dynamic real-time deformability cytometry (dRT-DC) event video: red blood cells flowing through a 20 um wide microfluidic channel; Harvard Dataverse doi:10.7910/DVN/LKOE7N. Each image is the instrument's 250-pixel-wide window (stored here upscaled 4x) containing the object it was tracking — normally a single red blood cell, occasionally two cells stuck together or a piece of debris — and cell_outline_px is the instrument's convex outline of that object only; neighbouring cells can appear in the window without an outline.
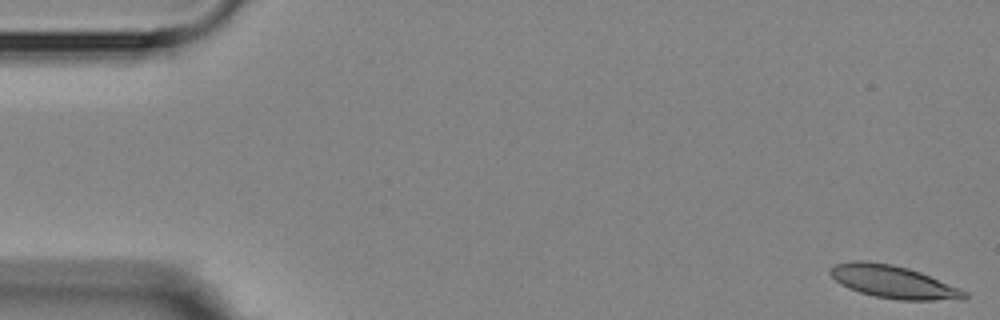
{"species": "Egyptian fruit bat (a non-hibernating species)", "species_latin": "Rousettus aegyptiacus", "temperature_condition": "room temperature", "stored_images_in_passage": 5, "camera_frame_rate_fps": 3000, "um_per_image_px": 0.085, "animal": {"sex": "female"}, "frame": {"image": 1, "passage_image": 1, "time_ms": 0.0, "image_size_px": [1000, 320], "cell_outline_px": [[968, 296], [964, 300], [900, 300], [872, 296], [848, 288], [840, 284], [828, 272], [836, 264], [852, 260], [864, 260], [892, 264], [908, 268], [920, 272], [960, 288], [968, 292]], "centroid_in_image_um": [75.95, 23.96], "position_along_channel_um": 9.0, "area_um2": 25.72}}
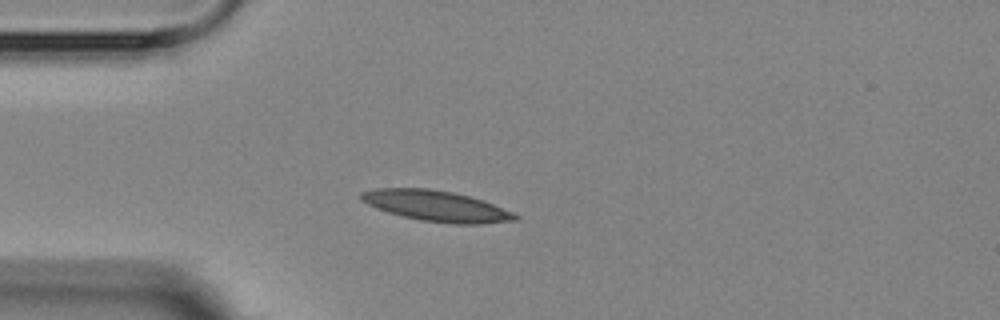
{"frame": {"image": 2, "passage_image": 5, "time_ms": 4.333, "image_size_px": [1000, 320], "cell_outline_px": [[520, 220], [484, 224], [452, 224], [420, 220], [400, 216], [376, 208], [360, 200], [360, 192], [376, 188], [428, 188], [452, 192], [468, 196], [492, 204], [512, 212], [520, 216]], "centroid_in_image_um": [37.08, 17.52], "position_along_channel_um": 47.9, "area_um2": 27.63}}